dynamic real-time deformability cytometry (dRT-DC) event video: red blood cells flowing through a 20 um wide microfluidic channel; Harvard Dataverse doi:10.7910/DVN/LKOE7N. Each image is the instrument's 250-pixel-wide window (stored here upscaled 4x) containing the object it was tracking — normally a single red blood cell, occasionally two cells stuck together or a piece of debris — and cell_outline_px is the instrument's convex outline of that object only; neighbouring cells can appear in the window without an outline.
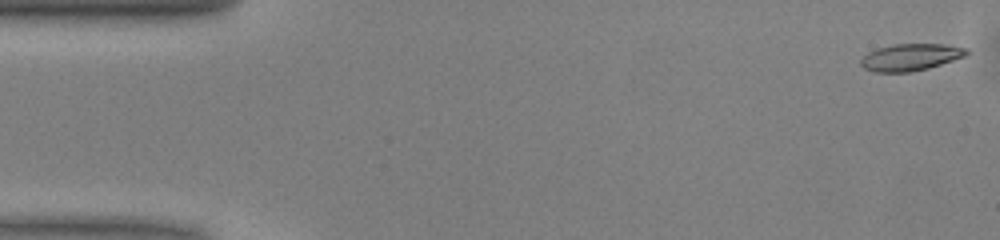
{"species": "common noctule bat (a hibernating species)", "species_latin": "Nyctalus noctula", "temperature_condition": "warm", "stored_images_in_passage": 14, "camera_frame_rate_fps": 3000, "um_per_image_px": 0.085, "animal": {"sex": "male", "body_mass_g": 13.0, "forearm_length_mm": 53.1}, "frame": {"image": 1, "passage_image": 1, "time_ms": 0.0, "image_size_px": [1000, 240], "cell_outline_px": [[968, 52], [964, 56], [928, 68], [912, 72], [872, 72], [864, 68], [860, 64], [860, 60], [868, 52], [876, 48], [896, 44], [944, 44], [968, 48]], "centroid_in_image_um": [77.36, 4.86], "position_along_channel_um": 7.6, "area_um2": 16.53}}
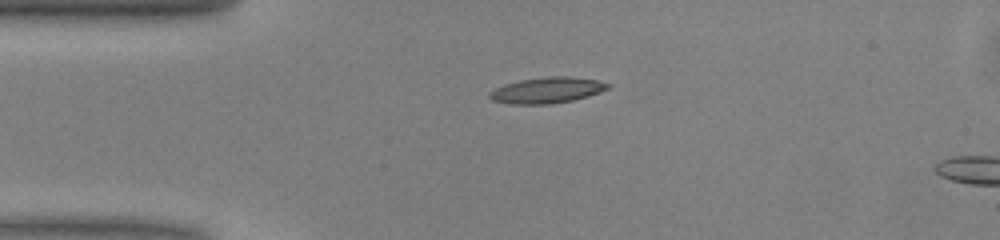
{"frame": {"image": 2, "passage_image": 11, "time_ms": 3.333, "image_size_px": [1000, 240], "cell_outline_px": [[612, 84], [608, 88], [600, 92], [588, 96], [572, 100], [552, 104], [508, 104], [492, 100], [488, 96], [488, 92], [504, 84], [520, 80], [548, 76], [568, 76], [596, 80]], "centroid_in_image_um": [46.47, 7.67], "position_along_channel_um": 38.5, "area_um2": 17.92}}